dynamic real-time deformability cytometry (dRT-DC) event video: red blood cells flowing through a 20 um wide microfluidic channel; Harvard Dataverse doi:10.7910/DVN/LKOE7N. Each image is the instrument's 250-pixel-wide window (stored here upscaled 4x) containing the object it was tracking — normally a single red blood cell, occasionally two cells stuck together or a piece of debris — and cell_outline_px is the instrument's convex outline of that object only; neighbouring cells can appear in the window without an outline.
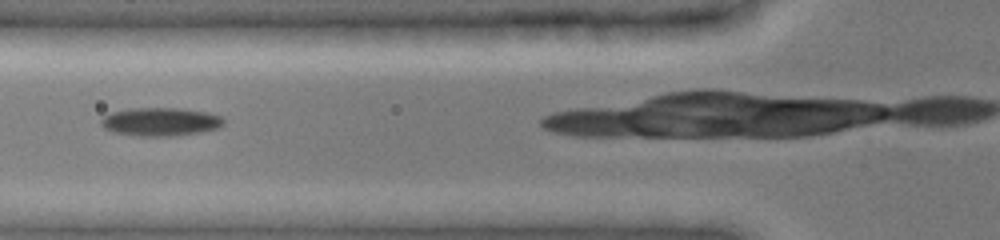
{"species": "common noctule bat (a hibernating species)", "species_latin": "Nyctalus noctula", "temperature_condition": "cold", "stored_images_in_passage": 5, "camera_frame_rate_fps": 3000, "um_per_image_px": 0.085, "animal": {"sex": "female", "body_mass_g": 19.0, "forearm_length_mm": 51.5}, "frame": {"image": 1, "passage_image": 3, "time_ms": 1.667, "image_size_px": [1000, 240], "cell_outline_px": [[224, 124], [220, 128], [200, 132], [176, 136], [136, 136], [112, 132], [104, 128], [100, 124], [100, 120], [104, 116], [112, 112], [132, 108], [176, 108], [208, 112], [220, 116], [224, 120]], "centroid_in_image_um": [13.64, 10.36], "position_along_channel_um": 112.2, "area_um2": 20.4}}